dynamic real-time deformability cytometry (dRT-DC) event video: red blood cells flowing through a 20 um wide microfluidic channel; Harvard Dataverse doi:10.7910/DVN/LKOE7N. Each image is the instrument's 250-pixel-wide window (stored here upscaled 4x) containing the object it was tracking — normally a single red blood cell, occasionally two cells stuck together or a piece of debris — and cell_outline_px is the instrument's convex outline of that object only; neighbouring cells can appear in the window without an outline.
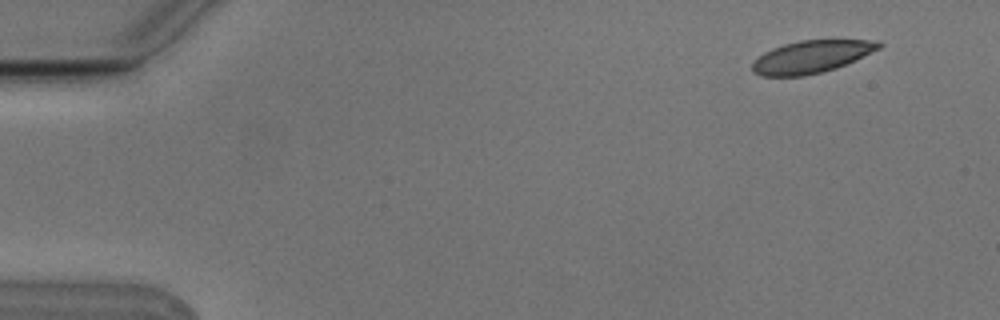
{"species": "Egyptian fruit bat (a non-hibernating species)", "species_latin": "Rousettus aegyptiacus", "temperature_condition": "cold", "stored_images_in_passage": 6, "camera_frame_rate_fps": 3000, "um_per_image_px": 0.085, "animal": {"sex": "male"}, "frame": {"image": 1, "passage_image": 1, "time_ms": 0.0, "image_size_px": [1000, 320], "cell_outline_px": [[884, 44], [880, 48], [836, 68], [804, 76], [760, 76], [752, 72], [752, 64], [764, 52], [772, 48], [784, 44], [800, 40], [880, 40]], "centroid_in_image_um": [68.96, 4.82], "position_along_channel_um": 16.0, "area_um2": 23.76}}